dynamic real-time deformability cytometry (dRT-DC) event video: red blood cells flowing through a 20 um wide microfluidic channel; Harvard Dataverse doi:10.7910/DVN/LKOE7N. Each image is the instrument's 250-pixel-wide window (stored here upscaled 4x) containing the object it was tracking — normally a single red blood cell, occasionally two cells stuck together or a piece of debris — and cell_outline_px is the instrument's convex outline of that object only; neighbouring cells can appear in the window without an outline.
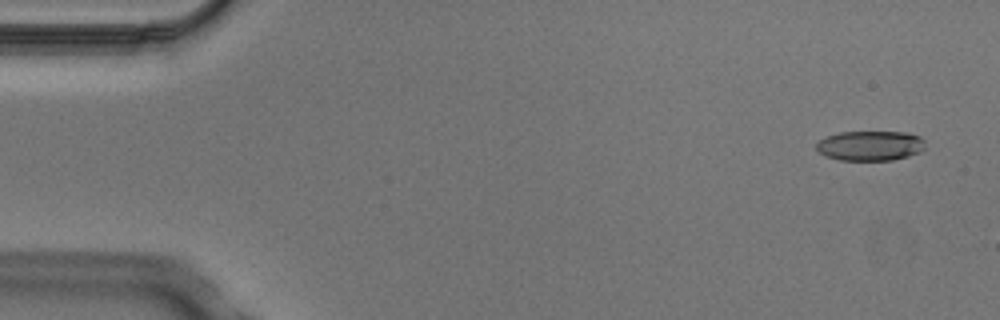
{"species": "Egyptian fruit bat (a non-hibernating species)", "species_latin": "Rousettus aegyptiacus", "temperature_condition": "cold", "stored_images_in_passage": 5, "segment_of_instrument_passage": [1, 2], "camera_frame_rate_fps": 3000, "um_per_image_px": 0.085, "animal": {"sex": "male"}, "frame": {"image": 1, "passage_image": 1, "time_ms": 0.0, "image_size_px": [1000, 320], "cell_outline_px": [[924, 148], [920, 152], [908, 156], [892, 160], [840, 160], [828, 156], [820, 152], [816, 148], [816, 144], [820, 140], [828, 136], [840, 132], [904, 132], [920, 136], [924, 140]], "centroid_in_image_um": [74.0, 12.38], "position_along_channel_um": 11.0, "area_um2": 18.79}}
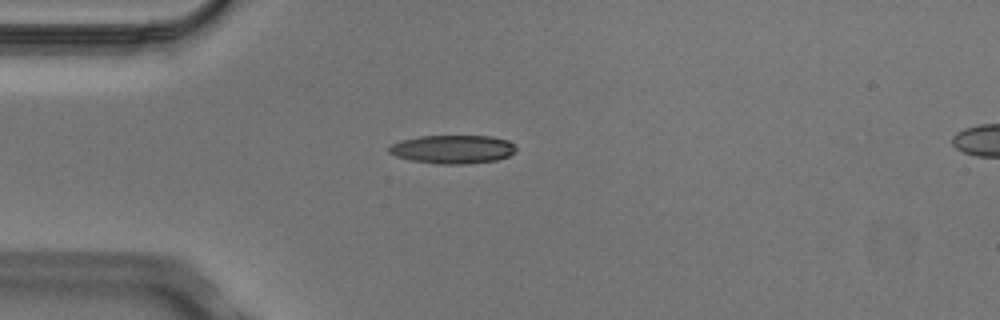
{"frame": {"image": 2, "passage_image": 4, "time_ms": 1.0, "image_size_px": [1000, 320], "cell_outline_px": [[516, 152], [508, 156], [496, 160], [468, 164], [440, 164], [412, 160], [396, 156], [388, 152], [388, 148], [392, 144], [400, 140], [420, 136], [492, 136], [508, 140], [516, 144]], "centroid_in_image_um": [38.52, 12.68], "position_along_channel_um": 46.5, "area_um2": 21.21}}